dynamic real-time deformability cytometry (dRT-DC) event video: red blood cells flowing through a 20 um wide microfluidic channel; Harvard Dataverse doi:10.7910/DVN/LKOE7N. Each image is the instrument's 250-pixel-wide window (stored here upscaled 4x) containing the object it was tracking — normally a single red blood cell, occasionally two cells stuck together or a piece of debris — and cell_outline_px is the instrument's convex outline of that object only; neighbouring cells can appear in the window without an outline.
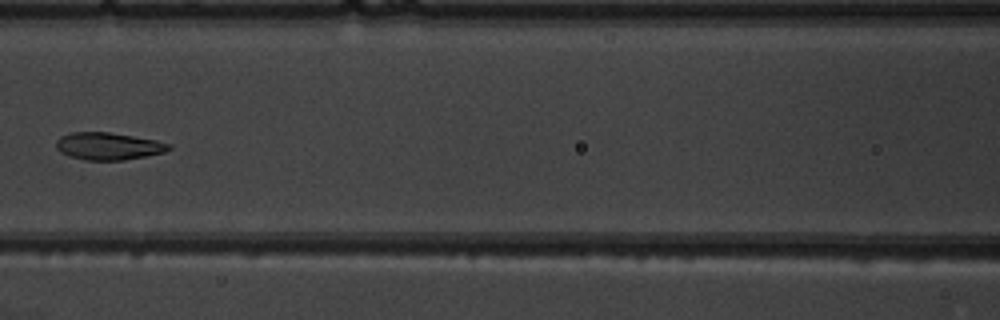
{"species": "common noctule bat (a hibernating species)", "species_latin": "Nyctalus noctula", "temperature_condition": "warm", "stored_images_in_passage": 7, "camera_frame_rate_fps": 3000, "um_per_image_px": 0.085, "animal": {"sex": "male", "body_mass_g": 19.5, "forearm_length_mm": 54.6}, "frame": {"image": 1, "passage_image": 6, "time_ms": 6.667, "image_size_px": [1000, 320], "cell_outline_px": [[172, 148], [164, 152], [124, 160], [84, 160], [68, 156], [60, 152], [56, 148], [56, 140], [60, 136], [72, 132], [108, 132], [156, 140], [172, 144]], "centroid_in_image_um": [9.19, 12.42], "position_along_channel_um": 157.4, "area_um2": 17.98}}
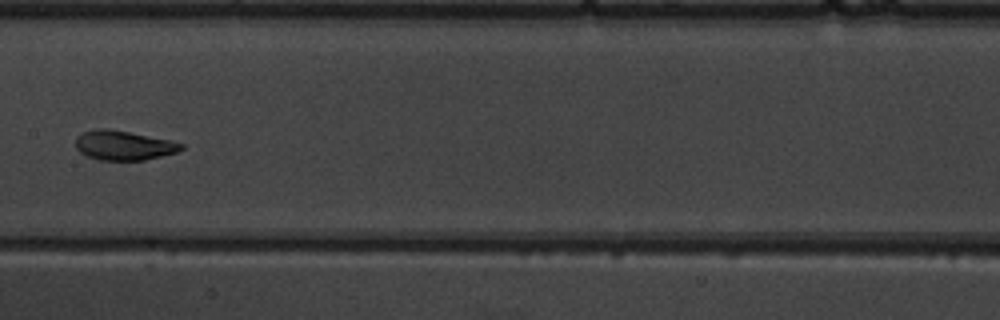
{"frame": {"image": 2, "passage_image": 7, "time_ms": 7.667, "image_size_px": [1000, 320], "cell_outline_px": [[184, 148], [176, 152], [144, 160], [100, 160], [88, 156], [80, 152], [76, 148], [76, 136], [84, 132], [96, 128], [108, 128], [168, 140], [184, 144]], "centroid_in_image_um": [10.48, 12.35], "position_along_channel_um": 196.9, "area_um2": 17.92}}